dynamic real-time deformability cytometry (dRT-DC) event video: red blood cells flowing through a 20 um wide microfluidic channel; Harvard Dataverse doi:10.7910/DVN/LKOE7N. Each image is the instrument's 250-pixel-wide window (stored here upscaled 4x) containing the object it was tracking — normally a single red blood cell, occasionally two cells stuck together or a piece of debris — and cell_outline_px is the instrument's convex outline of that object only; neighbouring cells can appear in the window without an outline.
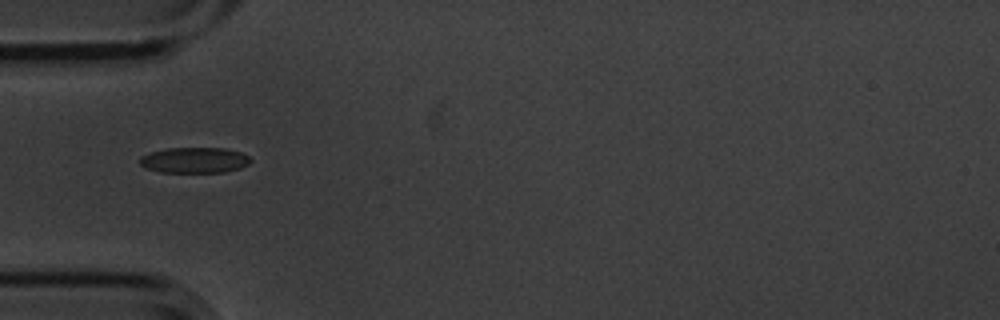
{"species": "common noctule bat (a hibernating species)", "species_latin": "Nyctalus noctula", "temperature_condition": "cold", "stored_images_in_passage": 3, "camera_frame_rate_fps": 3000, "um_per_image_px": 0.085, "animal": {"sex": "male", "body_mass_g": 20.1, "forearm_length_mm": 53.5}, "frame": {"image": 1, "passage_image": 1, "time_ms": 0.0, "image_size_px": [1000, 320], "cell_outline_px": [[252, 160], [248, 164], [240, 168], [224, 172], [160, 172], [148, 168], [140, 164], [140, 156], [152, 152], [168, 148], [224, 148], [240, 152], [248, 156]], "centroid_in_image_um": [16.55, 13.61], "position_along_channel_um": 68.5, "area_um2": 16.42}}
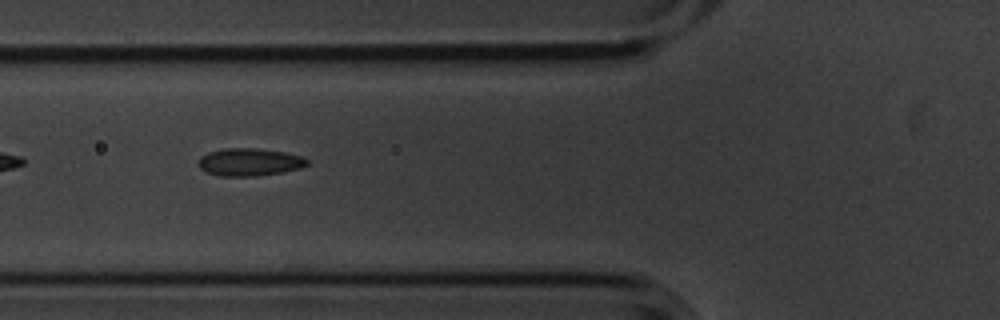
{"frame": {"image": 2, "passage_image": 2, "time_ms": 0.333, "image_size_px": [1000, 320], "cell_outline_px": [[308, 164], [300, 168], [280, 172], [256, 176], [220, 176], [208, 172], [200, 168], [196, 164], [200, 156], [208, 152], [224, 148], [256, 148], [284, 152], [304, 156], [308, 160]], "centroid_in_image_um": [21.18, 13.77], "position_along_channel_um": 104.6, "area_um2": 17.57}}
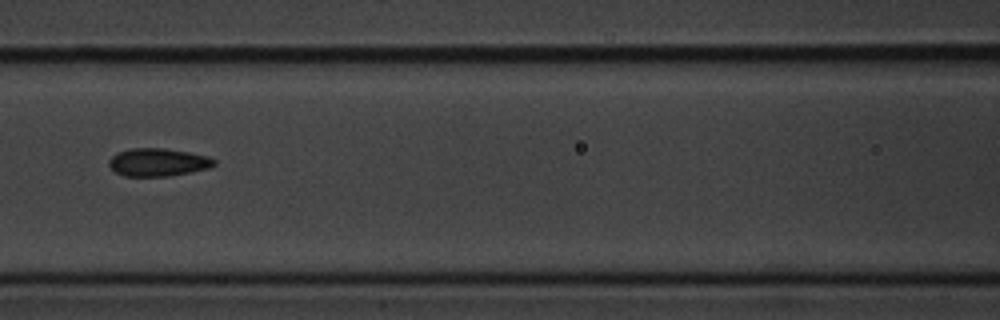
{"frame": {"image": 3, "passage_image": 3, "time_ms": 0.667, "image_size_px": [1000, 320], "cell_outline_px": [[216, 164], [208, 168], [168, 176], [124, 176], [116, 172], [108, 164], [108, 160], [116, 152], [132, 148], [164, 148], [188, 152], [208, 156], [216, 160]], "centroid_in_image_um": [13.41, 13.78], "position_along_channel_um": 153.2, "area_um2": 17.05}}